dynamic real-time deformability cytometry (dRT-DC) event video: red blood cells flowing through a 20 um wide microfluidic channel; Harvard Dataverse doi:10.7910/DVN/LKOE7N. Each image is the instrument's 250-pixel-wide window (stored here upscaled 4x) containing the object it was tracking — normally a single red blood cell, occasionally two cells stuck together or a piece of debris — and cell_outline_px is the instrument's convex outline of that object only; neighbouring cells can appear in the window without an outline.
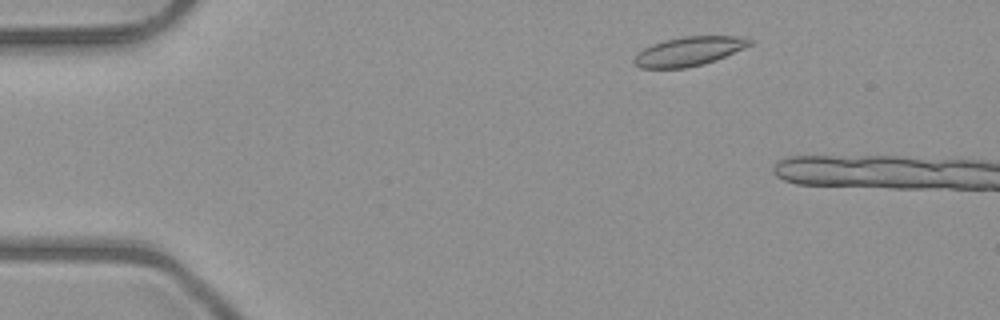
{"species": "common noctule bat (a hibernating species)", "species_latin": "Nyctalus noctula", "temperature_condition": "room temperature", "stored_images_in_passage": 16, "camera_frame_rate_fps": 3000, "um_per_image_px": 0.085, "animal": {"sex": "male", "body_mass_g": 23.1, "forearm_length_mm": 52.7}, "frame": {"image": 1, "passage_image": 5, "time_ms": 1.333, "image_size_px": [1000, 320], "cell_outline_px": [[752, 44], [744, 48], [716, 60], [704, 64], [684, 68], [640, 68], [632, 64], [632, 60], [644, 48], [652, 44], [664, 40], [684, 36], [740, 36], [752, 40]], "centroid_in_image_um": [58.54, 4.36], "position_along_channel_um": 26.5, "area_um2": 19.59}}
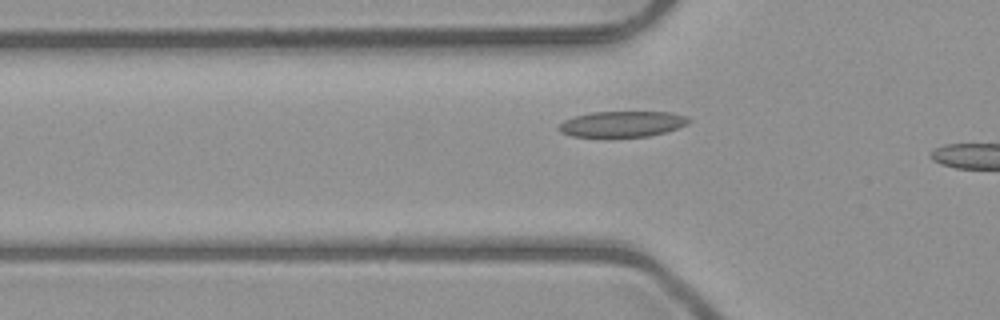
{"frame": {"image": 2, "passage_image": 14, "time_ms": 4.333, "image_size_px": [1000, 320], "cell_outline_px": [[692, 120], [688, 124], [664, 132], [648, 136], [572, 136], [560, 132], [556, 128], [564, 120], [572, 116], [592, 112], [672, 112], [684, 116]], "centroid_in_image_um": [52.85, 10.53], "position_along_channel_um": 72.9, "area_um2": 19.36}}